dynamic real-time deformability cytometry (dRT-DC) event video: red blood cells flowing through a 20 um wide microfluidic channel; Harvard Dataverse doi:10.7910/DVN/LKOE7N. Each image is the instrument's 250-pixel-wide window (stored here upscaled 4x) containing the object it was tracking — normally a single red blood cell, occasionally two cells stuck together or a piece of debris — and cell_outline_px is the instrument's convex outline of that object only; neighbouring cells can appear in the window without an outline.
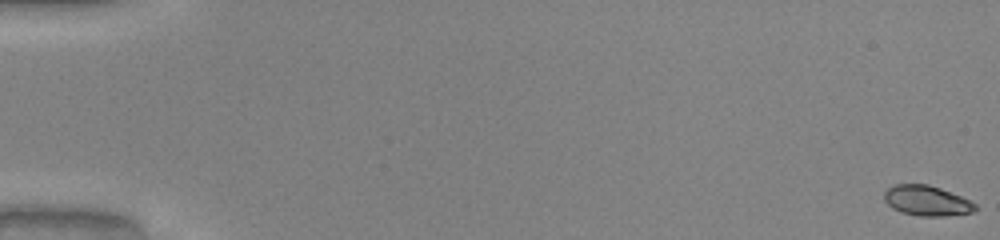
{"species": "common noctule bat (a hibernating species)", "species_latin": "Nyctalus noctula", "temperature_condition": "warm", "stored_images_in_passage": 52, "camera_frame_rate_fps": 3000, "um_per_image_px": 0.085, "animal": {"sex": "male", "body_mass_g": 20.0, "forearm_length_mm": 53.3}, "frame": {"image": 1, "passage_image": 1, "time_ms": 0.0, "image_size_px": [1000, 240], "cell_outline_px": [[976, 208], [972, 212], [944, 216], [920, 216], [900, 212], [892, 208], [884, 200], [884, 192], [888, 188], [896, 184], [928, 184], [940, 188], [960, 196], [976, 204]], "centroid_in_image_um": [78.74, 17.06], "position_along_channel_um": 6.3, "area_um2": 15.9}}
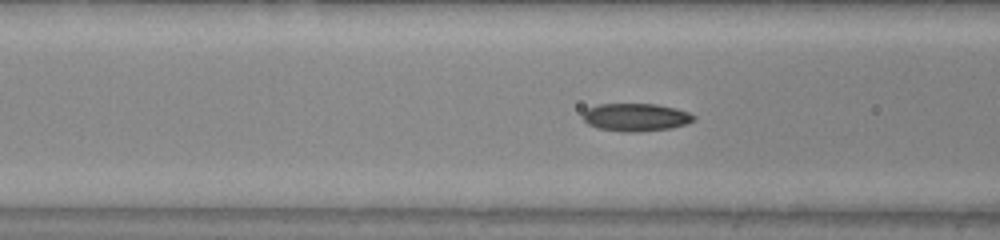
{"frame": {"image": 2, "passage_image": 22, "time_ms": 7.0, "image_size_px": [1000, 240], "cell_outline_px": [[696, 120], [672, 128], [636, 132], [624, 132], [596, 128], [588, 124], [584, 120], [584, 112], [588, 108], [596, 104], [656, 104], [676, 108], [688, 112], [696, 116]], "centroid_in_image_um": [54.05, 9.97], "position_along_channel_um": 112.5, "area_um2": 18.03}}
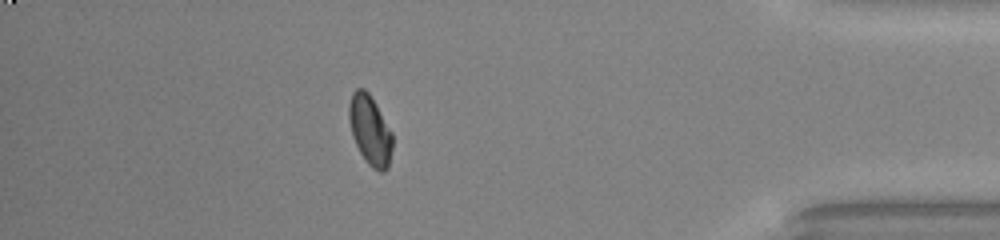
{"frame": {"image": 3, "passage_image": 46, "time_ms": 15.0, "image_size_px": [1000, 240], "cell_outline_px": [[392, 148], [388, 168], [384, 172], [380, 172], [372, 168], [364, 160], [352, 136], [348, 120], [348, 104], [352, 92], [356, 88], [364, 88], [368, 92], [376, 104], [392, 132]], "centroid_in_image_um": [31.43, 11.06], "position_along_channel_um": 403.8, "area_um2": 17.86}, "authors_computed_cell_mechanics": {"area_um2": 17.2533, "velocity_mm_per_s": 4.1222, "shape_relaxation_time_tau1_ms": 9.4405, "shape_relaxation_time_tau2_ms": 1.0998, "deformation_change_tau1": 0.2344, "deformation_change_tau2": 0.0473}}